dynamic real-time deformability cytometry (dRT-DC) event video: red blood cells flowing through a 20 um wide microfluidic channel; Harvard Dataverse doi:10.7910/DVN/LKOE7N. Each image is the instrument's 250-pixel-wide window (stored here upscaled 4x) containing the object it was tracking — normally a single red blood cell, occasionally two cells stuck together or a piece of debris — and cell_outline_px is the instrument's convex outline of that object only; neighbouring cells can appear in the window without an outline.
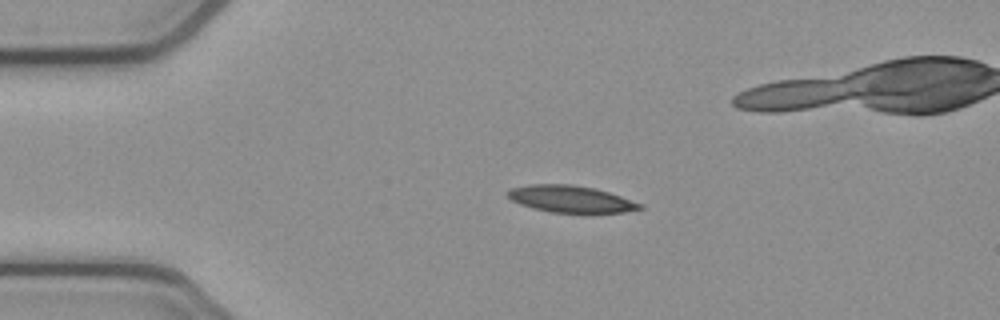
{"species": "common noctule bat (a hibernating species)", "species_latin": "Nyctalus noctula", "temperature_condition": "cold", "stored_images_in_passage": 3, "camera_frame_rate_fps": 3000, "um_per_image_px": 0.085, "animal": {"sex": "female", "body_mass_g": 21.9}, "frame": {"image": 1, "passage_image": 1, "time_ms": 0.0, "image_size_px": [1000, 320], "cell_outline_px": [[644, 208], [624, 212], [588, 216], [552, 212], [532, 208], [520, 204], [512, 200], [504, 192], [512, 188], [528, 184], [572, 184], [592, 188], [608, 192], [644, 204]], "centroid_in_image_um": [48.56, 16.97], "position_along_channel_um": 36.4, "area_um2": 21.56}}